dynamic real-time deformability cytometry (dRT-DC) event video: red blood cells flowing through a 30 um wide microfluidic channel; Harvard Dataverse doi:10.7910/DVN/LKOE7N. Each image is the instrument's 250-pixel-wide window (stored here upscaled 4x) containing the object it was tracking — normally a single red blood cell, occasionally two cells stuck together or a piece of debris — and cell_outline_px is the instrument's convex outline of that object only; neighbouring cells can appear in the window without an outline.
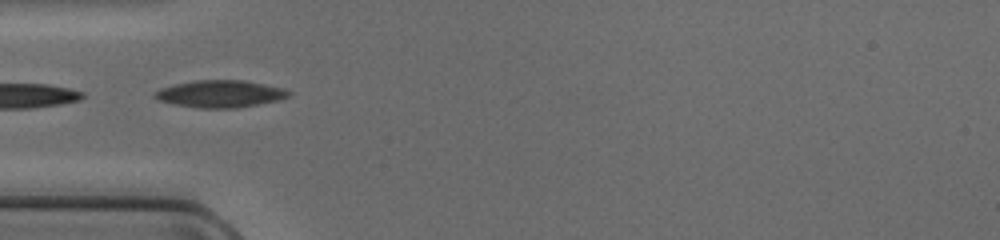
{"species": "common noctule bat (a hibernating species)", "species_latin": "Nyctalus noctula", "temperature_condition": "cold", "stored_images_in_passage": 7, "camera_frame_rate_fps": 3000, "um_per_image_px": 0.085, "animal": {"sex": "female", "body_mass_g": 17.0, "forearm_length_mm": 48.0}, "frame": {"image": 1, "passage_image": 1, "time_ms": 0.0, "image_size_px": [1000, 240], "cell_outline_px": [[292, 92], [288, 96], [280, 100], [236, 108], [196, 108], [172, 104], [160, 100], [152, 96], [152, 92], [160, 88], [176, 84], [196, 80], [244, 80], [284, 88]], "centroid_in_image_um": [18.7, 7.98], "position_along_channel_um": 66.3, "area_um2": 21.33}}